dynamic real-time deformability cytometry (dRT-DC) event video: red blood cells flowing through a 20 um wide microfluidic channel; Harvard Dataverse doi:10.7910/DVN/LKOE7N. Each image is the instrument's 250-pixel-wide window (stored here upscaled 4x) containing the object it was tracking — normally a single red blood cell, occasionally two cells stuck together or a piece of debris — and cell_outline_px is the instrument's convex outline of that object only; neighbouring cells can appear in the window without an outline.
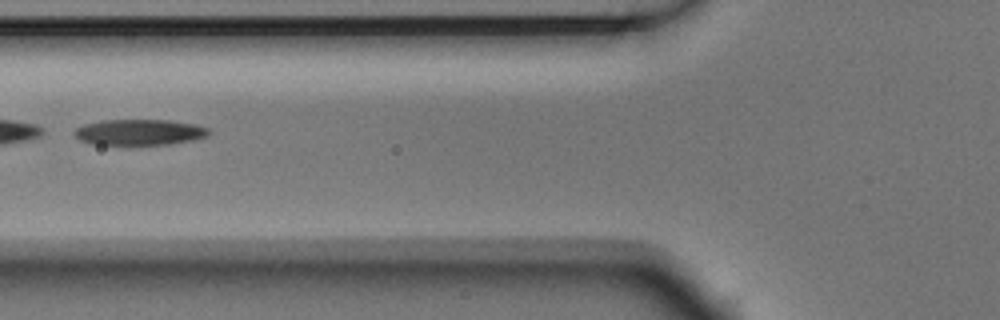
{"species": "Egyptian fruit bat (a non-hibernating species)", "species_latin": "Rousettus aegyptiacus", "temperature_condition": "room temperature", "stored_images_in_passage": 4, "camera_frame_rate_fps": 3000, "um_per_image_px": 0.085, "animal": {"sex": "male"}, "frame": {"image": 1, "passage_image": 2, "time_ms": 0.333, "image_size_px": [1000, 320], "cell_outline_px": [[212, 132], [208, 136], [192, 140], [168, 144], [92, 144], [80, 140], [72, 132], [76, 128], [84, 124], [104, 120], [168, 120], [196, 124], [208, 128]], "centroid_in_image_um": [11.87, 11.23], "position_along_channel_um": 113.9, "area_um2": 20.17}}
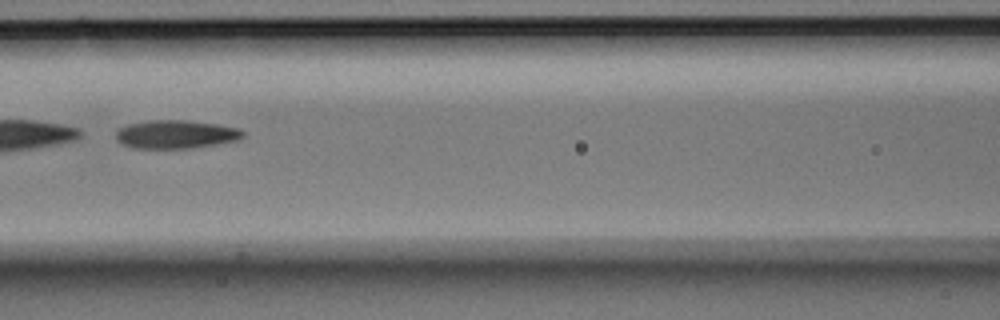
{"frame": {"image": 2, "passage_image": 3, "time_ms": 0.667, "image_size_px": [1000, 320], "cell_outline_px": [[244, 136], [240, 140], [192, 148], [132, 148], [116, 140], [116, 132], [120, 128], [128, 124], [148, 120], [184, 120], [216, 124], [240, 128], [244, 132]], "centroid_in_image_um": [14.97, 11.42], "position_along_channel_um": 151.6, "area_um2": 21.04}}
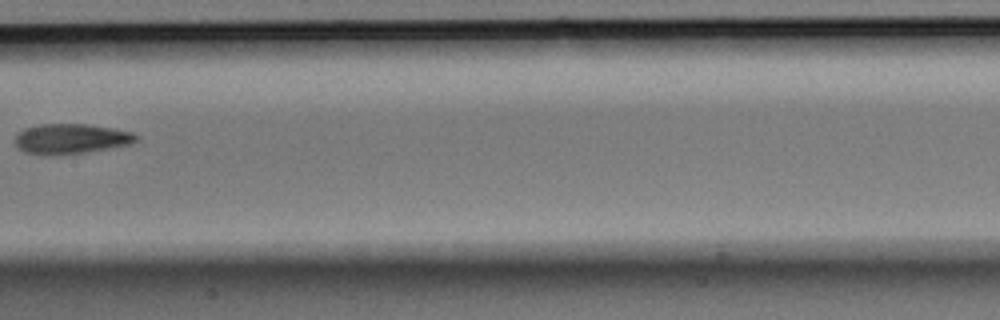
{"frame": {"image": 3, "passage_image": 4, "time_ms": 1.0, "image_size_px": [1000, 320], "cell_outline_px": [[136, 140], [128, 144], [108, 148], [84, 152], [52, 156], [24, 152], [16, 148], [16, 136], [24, 128], [40, 124], [84, 124], [132, 132], [136, 136]], "centroid_in_image_um": [5.94, 11.81], "position_along_channel_um": 201.5, "area_um2": 20.87}}